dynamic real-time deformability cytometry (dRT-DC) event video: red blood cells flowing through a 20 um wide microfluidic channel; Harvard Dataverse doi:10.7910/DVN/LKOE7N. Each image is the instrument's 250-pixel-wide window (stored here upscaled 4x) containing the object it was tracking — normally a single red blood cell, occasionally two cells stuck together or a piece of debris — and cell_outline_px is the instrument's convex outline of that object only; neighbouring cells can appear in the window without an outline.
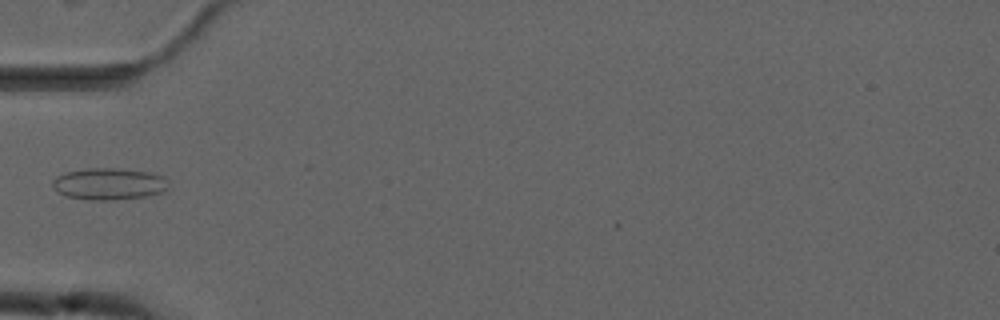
{"species": "common noctule bat (a hibernating species)", "species_latin": "Nyctalus noctula", "temperature_condition": "cold", "stored_images_in_passage": 2, "camera_frame_rate_fps": 3000, "um_per_image_px": 0.085, "animal": {"sex": "male", "forearm_length_mm": 52.5}, "frame": {"image": 1, "passage_image": 2, "time_ms": 1.333, "image_size_px": [1000, 320], "cell_outline_px": [[168, 188], [164, 192], [144, 196], [108, 200], [88, 200], [68, 196], [56, 192], [52, 188], [52, 180], [56, 176], [64, 172], [88, 168], [116, 168], [148, 172], [164, 176]], "centroid_in_image_um": [9.21, 15.62], "position_along_channel_um": 75.8, "area_um2": 21.5}}